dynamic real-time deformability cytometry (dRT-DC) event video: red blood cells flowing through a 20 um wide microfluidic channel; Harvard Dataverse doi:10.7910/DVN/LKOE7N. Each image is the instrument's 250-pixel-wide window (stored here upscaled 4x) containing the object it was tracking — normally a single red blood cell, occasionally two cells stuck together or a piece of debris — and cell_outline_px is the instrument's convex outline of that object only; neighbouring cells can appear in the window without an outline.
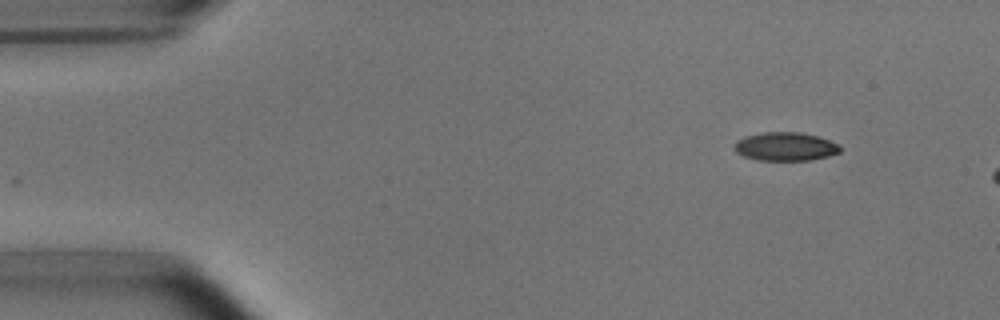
{"species": "common noctule bat (a hibernating species)", "species_latin": "Nyctalus noctula", "temperature_condition": "room temperature", "stored_images_in_passage": 6, "camera_frame_rate_fps": 3000, "um_per_image_px": 0.085, "animal": {"sex": "male", "body_mass_g": 15.6}, "frame": {"image": 1, "passage_image": 1, "time_ms": 0.0, "image_size_px": [1000, 320], "cell_outline_px": [[840, 152], [828, 156], [812, 160], [756, 160], [744, 156], [736, 152], [732, 148], [736, 140], [744, 136], [764, 132], [800, 132], [820, 136], [840, 144]], "centroid_in_image_um": [66.75, 12.45], "position_along_channel_um": 18.2, "area_um2": 17.86}}